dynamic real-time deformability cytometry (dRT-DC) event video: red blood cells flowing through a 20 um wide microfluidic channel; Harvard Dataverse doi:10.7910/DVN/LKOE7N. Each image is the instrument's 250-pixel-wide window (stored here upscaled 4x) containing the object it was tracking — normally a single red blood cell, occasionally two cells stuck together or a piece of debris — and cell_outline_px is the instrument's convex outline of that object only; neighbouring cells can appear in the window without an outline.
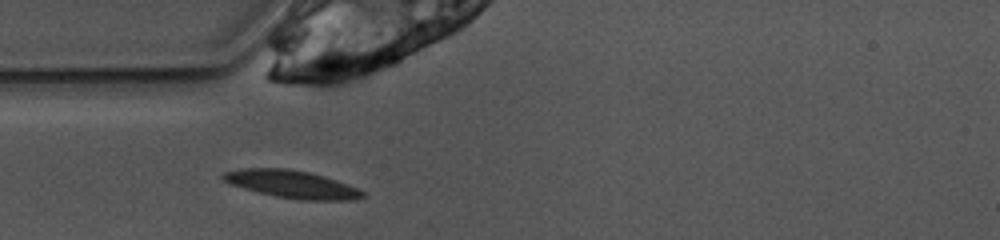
{"species": "common noctule bat (a hibernating species)", "species_latin": "Nyctalus noctula", "temperature_condition": "warm", "stored_images_in_passage": 39, "camera_frame_rate_fps": 3000, "um_per_image_px": 0.085, "animal": {"sex": "female", "body_mass_g": 10.0, "forearm_length_mm": 53.1}, "frame": {"image": 1, "passage_image": 2, "time_ms": 0.333, "image_size_px": [1000, 240], "cell_outline_px": [[364, 196], [352, 200], [300, 200], [276, 196], [244, 188], [220, 180], [220, 172], [240, 168], [288, 168], [308, 172], [324, 176], [336, 180], [356, 188], [364, 192]], "centroid_in_image_um": [24.73, 15.64], "position_along_channel_um": 60.3, "area_um2": 22.43}}
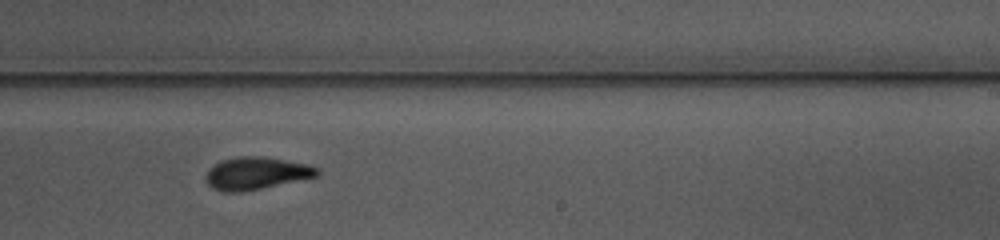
{"frame": {"image": 2, "passage_image": 18, "time_ms": 5.667, "image_size_px": [1000, 240], "cell_outline_px": [[320, 172], [316, 176], [244, 192], [224, 192], [212, 188], [208, 184], [208, 168], [212, 164], [220, 160], [240, 156], [260, 156], [308, 164], [320, 168]], "centroid_in_image_um": [21.76, 14.72], "position_along_channel_um": 267.2, "area_um2": 20.92}}
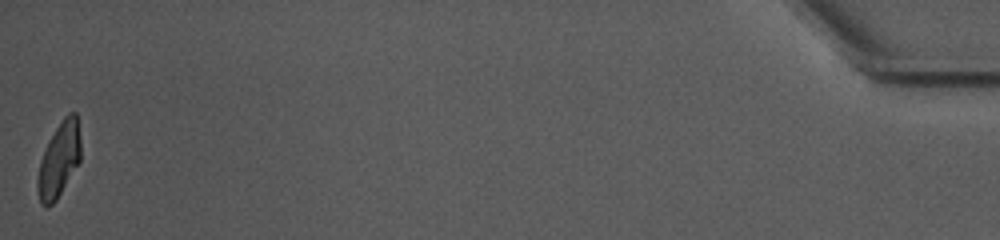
{"frame": {"image": 3, "passage_image": 39, "time_ms": 12.667, "image_size_px": [1000, 240], "cell_outline_px": [[80, 160], [56, 200], [48, 208], [44, 208], [40, 204], [36, 188], [36, 180], [40, 160], [48, 140], [64, 116], [68, 112], [76, 112], [80, 140]], "centroid_in_image_um": [4.98, 13.61], "position_along_channel_um": 430.2, "area_um2": 18.84}, "authors_computed_cell_mechanics": {"area_um2": 20.808, "velocity_mm_per_s": 3.8626, "shape_relaxation_time_tau1_ms": 3.47, "shape_relaxation_time_tau2_ms": 5.8843, "deformation_change_tau1": 0.1746, "deformation_change_tau2": 0.1278}}